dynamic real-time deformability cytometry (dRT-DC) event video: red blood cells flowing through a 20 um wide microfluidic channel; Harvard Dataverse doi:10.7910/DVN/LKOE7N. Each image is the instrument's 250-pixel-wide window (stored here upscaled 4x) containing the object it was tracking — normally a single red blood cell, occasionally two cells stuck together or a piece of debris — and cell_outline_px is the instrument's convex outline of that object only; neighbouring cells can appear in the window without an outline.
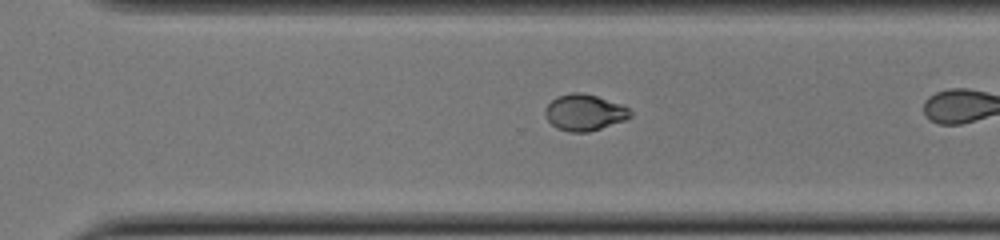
{"species": "common noctule bat (a hibernating species)", "species_latin": "Nyctalus noctula", "temperature_condition": "cold", "stored_images_in_passage": 30, "camera_frame_rate_fps": 3000, "um_per_image_px": 0.085, "animal": {"sex": "female", "body_mass_g": 22.0, "forearm_length_mm": 56.7}, "frame": {"image": 1, "passage_image": 26, "time_ms": 8.333, "image_size_px": [1000, 240], "cell_outline_px": [[632, 116], [624, 120], [588, 132], [568, 132], [556, 128], [548, 120], [544, 112], [544, 108], [556, 96], [572, 92], [580, 92], [596, 96], [632, 108]], "centroid_in_image_um": [49.67, 9.55], "position_along_channel_um": 320.9, "area_um2": 18.03}}